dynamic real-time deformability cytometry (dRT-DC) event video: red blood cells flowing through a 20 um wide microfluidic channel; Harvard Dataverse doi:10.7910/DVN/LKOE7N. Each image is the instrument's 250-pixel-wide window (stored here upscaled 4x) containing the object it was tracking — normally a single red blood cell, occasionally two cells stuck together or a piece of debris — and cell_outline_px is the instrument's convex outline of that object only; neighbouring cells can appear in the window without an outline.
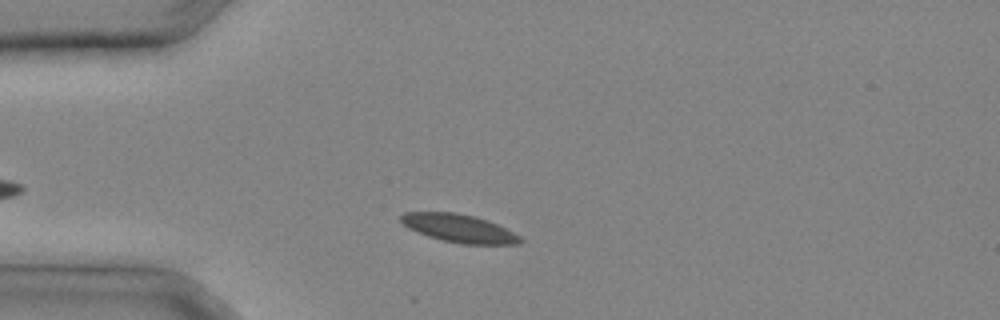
{"species": "common noctule bat (a hibernating species)", "species_latin": "Nyctalus noctula", "temperature_condition": "cold", "stored_images_in_passage": 26, "camera_frame_rate_fps": 3000, "um_per_image_px": 0.085, "animal": {"sex": "male", "body_mass_g": 20.4}, "frame": {"image": 1, "passage_image": 3, "time_ms": 0.667, "image_size_px": [1000, 320], "cell_outline_px": [[524, 240], [520, 244], [460, 244], [440, 240], [416, 232], [408, 228], [400, 220], [400, 216], [404, 212], [452, 212], [472, 216], [496, 224], [520, 236]], "centroid_in_image_um": [38.99, 19.42], "position_along_channel_um": 46.0, "area_um2": 19.36}}
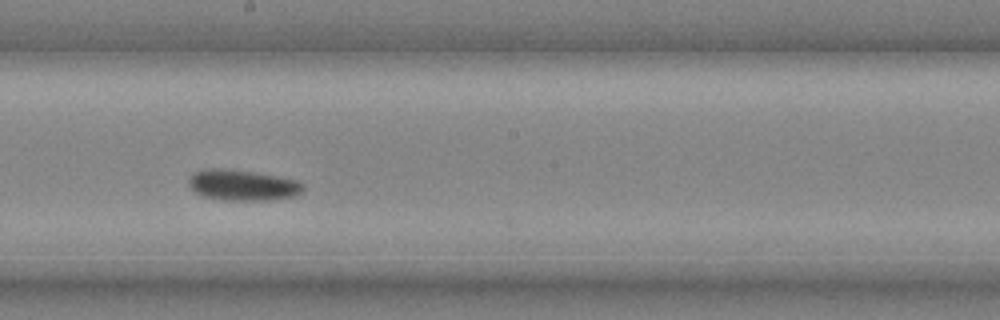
{"frame": {"image": 2, "passage_image": 13, "time_ms": 4.0, "image_size_px": [1000, 320], "cell_outline_px": [[304, 188], [296, 196], [272, 200], [220, 200], [200, 196], [188, 184], [188, 180], [196, 172], [204, 168], [216, 168], [252, 172], [276, 176], [296, 180], [304, 184]], "centroid_in_image_um": [20.61, 15.75], "position_along_channel_um": 227.6, "area_um2": 20.46}}
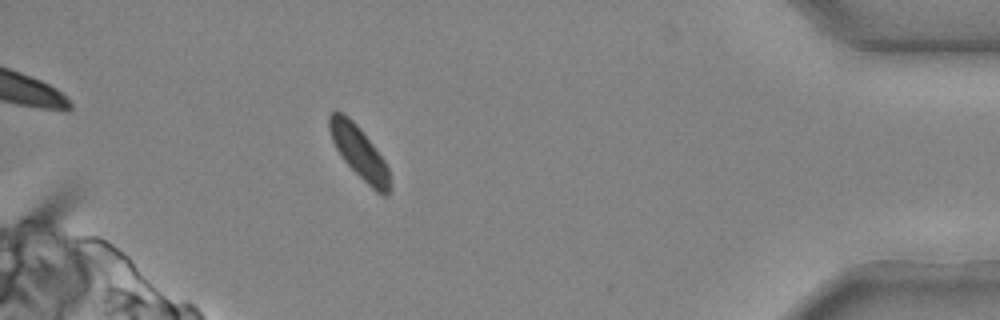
{"frame": {"image": 3, "passage_image": 24, "time_ms": 7.667, "image_size_px": [1000, 320], "cell_outline_px": [[392, 188], [388, 196], [380, 196], [344, 160], [336, 148], [332, 140], [328, 128], [328, 116], [336, 108], [344, 112], [360, 128], [384, 160], [388, 168]], "centroid_in_image_um": [30.53, 12.94], "position_along_channel_um": 404.7, "area_um2": 18.55}}